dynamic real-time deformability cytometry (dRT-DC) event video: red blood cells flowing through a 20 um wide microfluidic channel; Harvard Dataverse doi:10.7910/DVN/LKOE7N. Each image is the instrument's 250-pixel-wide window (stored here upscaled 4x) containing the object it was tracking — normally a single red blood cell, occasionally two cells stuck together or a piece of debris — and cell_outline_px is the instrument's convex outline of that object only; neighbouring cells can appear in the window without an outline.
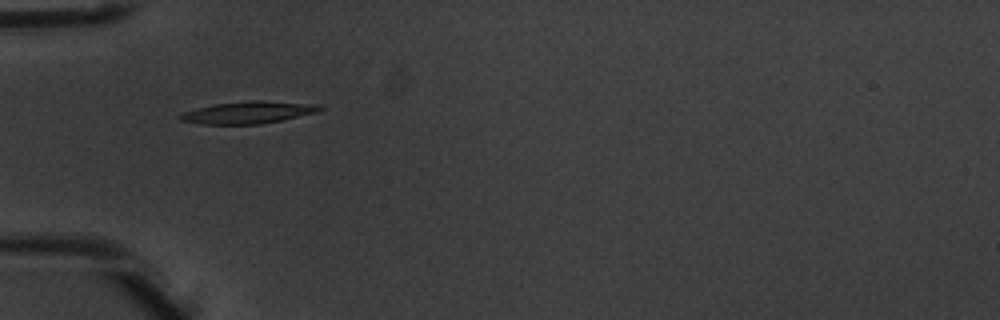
{"species": "common noctule bat (a hibernating species)", "species_latin": "Nyctalus noctula", "temperature_condition": "warm", "stored_images_in_passage": 3, "camera_frame_rate_fps": 3000, "um_per_image_px": 0.085, "animal": {"sex": "male", "body_mass_g": 20.1, "forearm_length_mm": 53.5}, "frame": {"image": 1, "passage_image": 1, "time_ms": 0.0, "image_size_px": [1000, 320], "cell_outline_px": [[324, 108], [320, 112], [260, 124], [200, 124], [180, 120], [176, 116], [184, 112], [216, 104], [252, 100], [260, 100], [316, 104]], "centroid_in_image_um": [21.13, 9.56], "position_along_channel_um": 63.9, "area_um2": 17.86}}
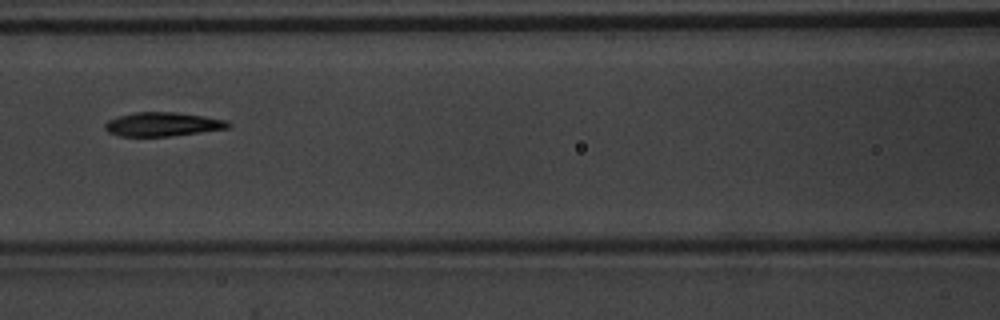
{"frame": {"image": 2, "passage_image": 3, "time_ms": 0.667, "image_size_px": [1000, 320], "cell_outline_px": [[232, 124], [228, 128], [200, 132], [168, 136], [120, 136], [108, 132], [104, 128], [104, 124], [108, 120], [120, 116], [136, 112], [176, 112], [204, 116], [228, 120]], "centroid_in_image_um": [13.84, 10.56], "position_along_channel_um": 152.8, "area_um2": 17.11}}